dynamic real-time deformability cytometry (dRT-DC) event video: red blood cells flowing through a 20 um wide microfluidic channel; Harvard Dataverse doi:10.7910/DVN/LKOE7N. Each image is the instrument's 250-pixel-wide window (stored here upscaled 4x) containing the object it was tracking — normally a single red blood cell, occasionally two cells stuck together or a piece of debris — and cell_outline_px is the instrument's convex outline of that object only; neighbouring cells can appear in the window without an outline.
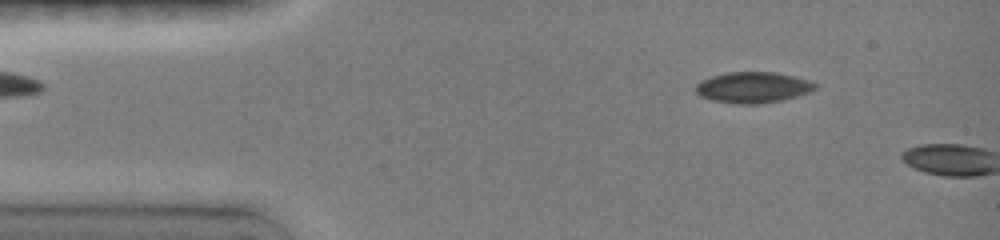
{"species": "common noctule bat (a hibernating species)", "species_latin": "Nyctalus noctula", "temperature_condition": "room temperature", "stored_images_in_passage": 6, "camera_frame_rate_fps": 3000, "um_per_image_px": 0.085, "animal": {"sex": "female", "body_mass_g": 19.0, "forearm_length_mm": 51.5}, "frame": {"image": 1, "passage_image": 4, "time_ms": 1.333, "image_size_px": [1000, 240], "cell_outline_px": [[816, 88], [808, 92], [796, 96], [780, 100], [760, 104], [736, 104], [712, 100], [700, 96], [696, 92], [696, 84], [700, 80], [712, 76], [728, 72], [776, 72], [808, 80], [816, 84]], "centroid_in_image_um": [63.96, 7.43], "position_along_channel_um": 21.0, "area_um2": 21.39}}